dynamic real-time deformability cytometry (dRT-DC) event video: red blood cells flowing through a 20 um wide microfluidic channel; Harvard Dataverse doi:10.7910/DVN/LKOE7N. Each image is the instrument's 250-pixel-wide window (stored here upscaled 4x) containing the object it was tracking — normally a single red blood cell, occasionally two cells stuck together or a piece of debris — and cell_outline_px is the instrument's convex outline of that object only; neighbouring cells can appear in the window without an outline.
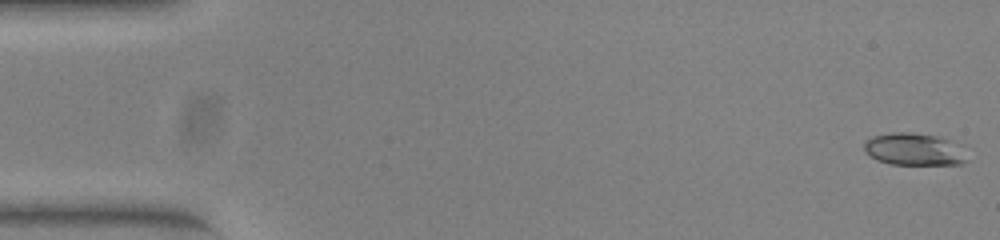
{"species": "common noctule bat (a hibernating species)", "species_latin": "Nyctalus noctula", "temperature_condition": "warm", "stored_images_in_passage": 52, "camera_frame_rate_fps": 3000, "um_per_image_px": 0.085, "animal": {"sex": "female", "body_mass_g": 23.0, "forearm_length_mm": 53.4}, "frame": {"image": 1, "passage_image": 1, "time_ms": 0.0, "image_size_px": [1000, 240], "cell_outline_px": [[972, 148], [968, 160], [960, 164], [892, 164], [880, 160], [872, 156], [864, 148], [864, 144], [872, 136], [892, 132], [908, 132], [936, 136]], "centroid_in_image_um": [77.87, 12.68], "position_along_channel_um": 7.1, "area_um2": 19.59}}
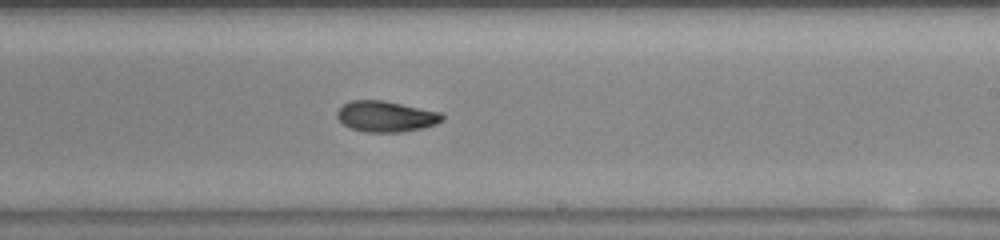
{"frame": {"image": 2, "passage_image": 31, "time_ms": 10.0, "image_size_px": [1000, 240], "cell_outline_px": [[444, 120], [436, 124], [424, 128], [400, 132], [368, 132], [352, 128], [344, 124], [336, 116], [336, 112], [344, 104], [352, 100], [384, 100], [440, 112], [444, 116]], "centroid_in_image_um": [32.83, 9.89], "position_along_channel_um": 256.2, "area_um2": 18.84}}
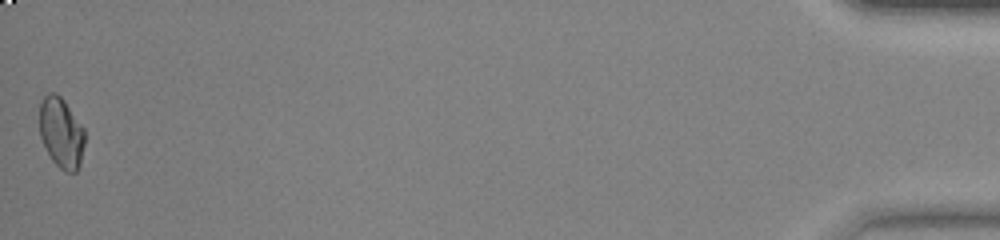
{"frame": {"image": 3, "passage_image": 52, "time_ms": 17.0, "image_size_px": [1000, 240], "cell_outline_px": [[84, 144], [80, 164], [76, 172], [68, 172], [60, 168], [52, 160], [40, 136], [40, 104], [44, 96], [48, 92], [56, 92], [64, 100], [84, 128]], "centroid_in_image_um": [5.21, 11.26], "position_along_channel_um": 430.0, "area_um2": 18.44}, "authors_computed_cell_mechanics": {"area_um2": 18.8428, "velocity_mm_per_s": 3.9253, "shape_relaxation_time_tau1_ms": null, "shape_relaxation_time_tau2_ms": 5.1215, "deformation_change_tau1": null, "deformation_change_tau2": 0.0781}}